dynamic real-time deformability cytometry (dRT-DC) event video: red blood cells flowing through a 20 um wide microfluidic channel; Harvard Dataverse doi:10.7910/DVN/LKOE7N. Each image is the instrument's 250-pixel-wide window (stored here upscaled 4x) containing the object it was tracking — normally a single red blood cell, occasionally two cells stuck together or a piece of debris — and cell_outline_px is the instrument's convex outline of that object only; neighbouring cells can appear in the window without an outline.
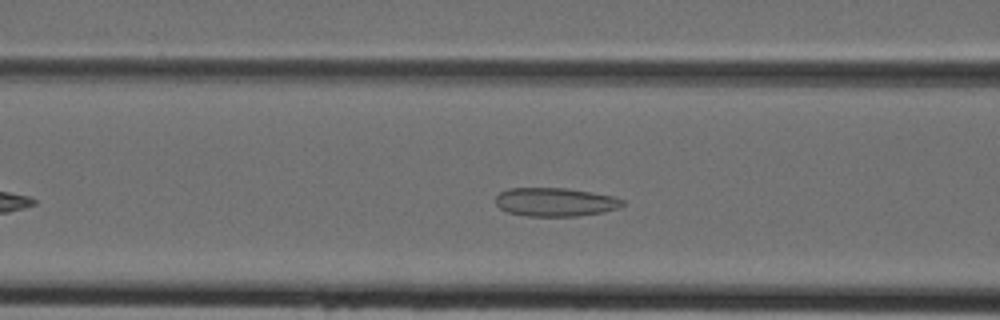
{"species": "Egyptian fruit bat (a non-hibernating species)", "species_latin": "Rousettus aegyptiacus", "temperature_condition": "cold", "stored_images_in_passage": 28, "camera_frame_rate_fps": 3000, "um_per_image_px": 0.085, "animal": {"sex": "female"}, "frame": {"image": 1, "passage_image": 10, "time_ms": 3.0, "image_size_px": [1000, 320], "cell_outline_px": [[624, 204], [620, 208], [604, 212], [576, 216], [524, 216], [508, 212], [500, 208], [496, 204], [496, 196], [500, 192], [508, 188], [564, 188], [592, 192], [612, 196], [624, 200]], "centroid_in_image_um": [47.2, 17.17], "position_along_channel_um": 119.4, "area_um2": 21.21}}
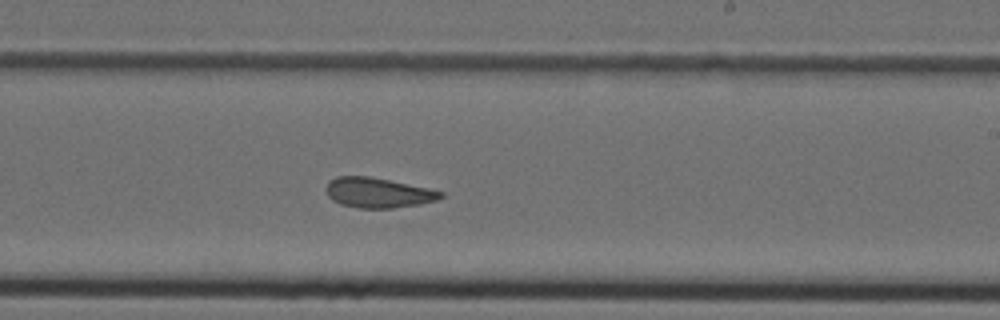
{"frame": {"image": 2, "passage_image": 19, "time_ms": 6.0, "image_size_px": [1000, 320], "cell_outline_px": [[444, 196], [436, 200], [420, 204], [392, 208], [356, 208], [340, 204], [332, 200], [328, 196], [324, 188], [328, 180], [336, 176], [368, 176], [428, 188], [444, 192]], "centroid_in_image_um": [32.08, 16.38], "position_along_channel_um": 256.9, "area_um2": 20.17}}
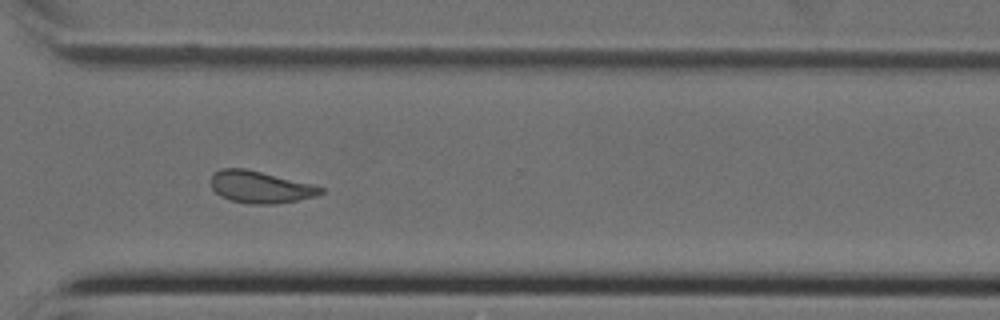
{"frame": {"image": 3, "passage_image": 25, "time_ms": 8.0, "image_size_px": [1000, 320], "cell_outline_px": [[324, 192], [316, 196], [276, 204], [252, 204], [232, 200], [220, 196], [212, 188], [212, 176], [220, 168], [244, 168], [312, 184], [324, 188]], "centroid_in_image_um": [22.13, 15.9], "position_along_channel_um": 348.5, "area_um2": 20.17}}